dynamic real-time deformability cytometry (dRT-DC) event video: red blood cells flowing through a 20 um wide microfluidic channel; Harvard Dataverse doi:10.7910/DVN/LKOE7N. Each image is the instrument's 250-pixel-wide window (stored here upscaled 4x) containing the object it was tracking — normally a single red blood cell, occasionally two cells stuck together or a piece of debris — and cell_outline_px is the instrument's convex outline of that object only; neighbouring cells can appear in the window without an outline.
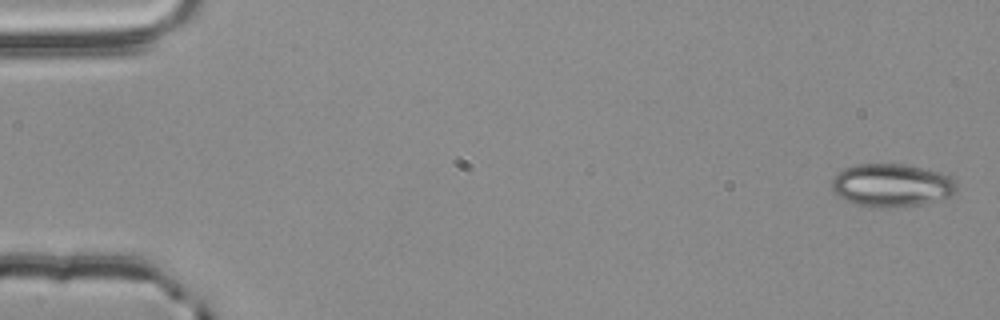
{"species": "common noctule bat (a hibernating species)", "species_latin": "Nyctalus noctula", "temperature_condition": "room temperature", "stored_images_in_passage": 3, "camera_frame_rate_fps": 3000, "um_per_image_px": 0.085, "animal": {"sex": "male", "body_mass_g": 20.4}, "frame": {"image": 1, "passage_image": 1, "time_ms": 0.0, "image_size_px": [1000, 320], "cell_outline_px": [[960, 188], [956, 192], [948, 196], [920, 204], [884, 208], [876, 208], [860, 204], [848, 200], [832, 192], [832, 180], [844, 168], [856, 164], [904, 164], [948, 172], [956, 180]], "centroid_in_image_um": [75.88, 15.72], "position_along_channel_um": 9.1, "area_um2": 31.5}}